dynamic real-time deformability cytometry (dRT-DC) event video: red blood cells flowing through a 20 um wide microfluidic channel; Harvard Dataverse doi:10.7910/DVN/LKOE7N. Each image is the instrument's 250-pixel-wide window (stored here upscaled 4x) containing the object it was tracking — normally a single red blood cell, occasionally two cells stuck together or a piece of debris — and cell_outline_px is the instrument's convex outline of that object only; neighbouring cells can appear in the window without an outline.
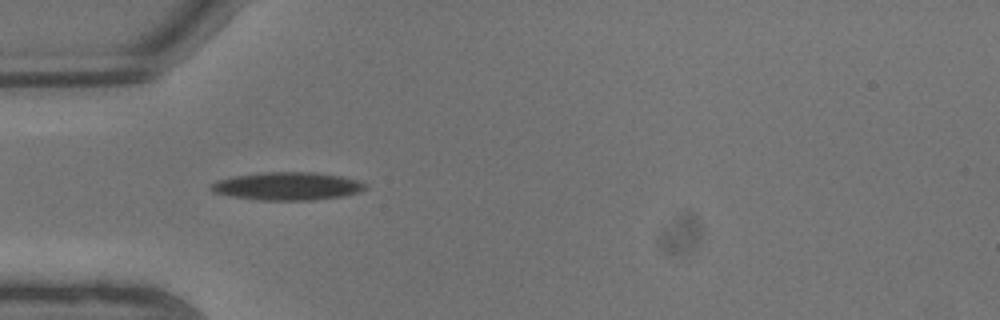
{"species": "common noctule bat (a hibernating species)", "species_latin": "Nyctalus noctula", "temperature_condition": "warm", "stored_images_in_passage": 7, "camera_frame_rate_fps": 3000, "um_per_image_px": 0.085, "animal": {"sex": "male", "body_mass_g": 13.3}, "frame": {"image": 1, "passage_image": 6, "time_ms": 1.667, "image_size_px": [1000, 320], "cell_outline_px": [[368, 188], [360, 192], [344, 196], [312, 200], [260, 200], [232, 196], [212, 192], [212, 184], [216, 180], [236, 176], [264, 172], [312, 172], [340, 176], [356, 180], [368, 184]], "centroid_in_image_um": [24.48, 15.83], "position_along_channel_um": 60.5, "area_um2": 25.03}}
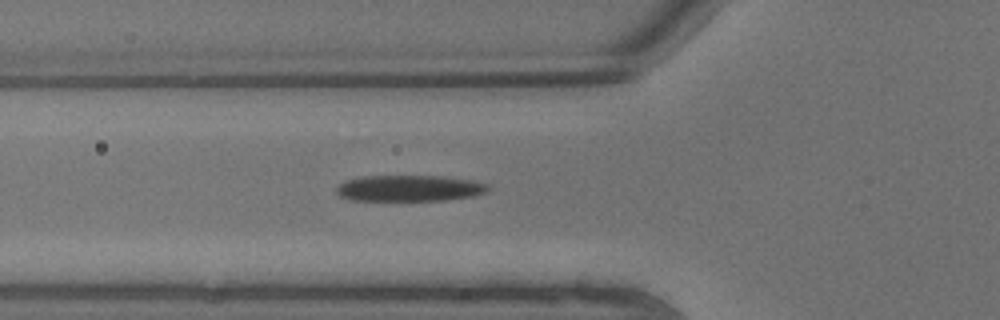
{"frame": {"image": 2, "passage_image": 7, "time_ms": 2.0, "image_size_px": [1000, 320], "cell_outline_px": [[492, 188], [476, 196], [444, 200], [352, 200], [340, 196], [336, 192], [336, 188], [344, 180], [360, 176], [448, 176], [476, 180], [492, 184]], "centroid_in_image_um": [34.88, 15.98], "position_along_channel_um": 90.9, "area_um2": 23.52}}